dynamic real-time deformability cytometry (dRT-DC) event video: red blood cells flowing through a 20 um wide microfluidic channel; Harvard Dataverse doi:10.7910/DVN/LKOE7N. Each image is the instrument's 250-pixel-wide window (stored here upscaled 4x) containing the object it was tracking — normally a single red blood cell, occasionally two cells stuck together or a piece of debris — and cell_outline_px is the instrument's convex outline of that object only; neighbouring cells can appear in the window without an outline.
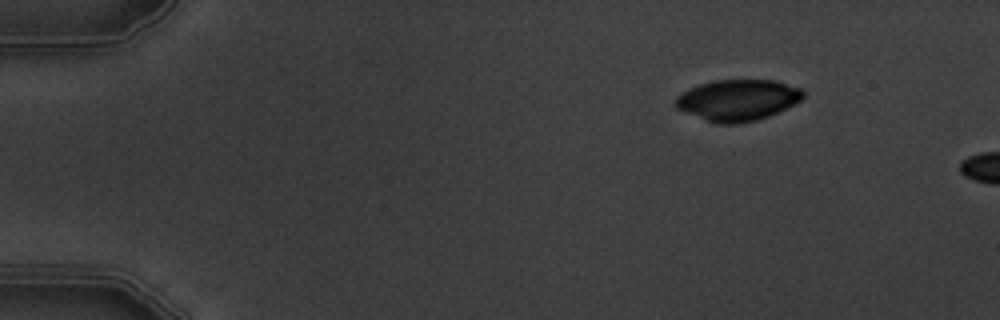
{"species": "common noctule bat (a hibernating species)", "species_latin": "Nyctalus noctula", "temperature_condition": "warm", "stored_images_in_passage": 3, "camera_frame_rate_fps": 3000, "um_per_image_px": 0.085, "animal": {"sex": "male", "body_mass_g": 19.5, "forearm_length_mm": 54.6}, "frame": {"image": 1, "passage_image": 1, "time_ms": 0.0, "image_size_px": [1000, 320], "cell_outline_px": [[804, 96], [800, 100], [768, 116], [756, 120], [736, 124], [716, 124], [676, 108], [672, 104], [676, 96], [688, 88], [700, 84], [716, 80], [776, 80], [800, 88], [804, 92]], "centroid_in_image_um": [62.65, 8.5], "position_along_channel_um": 22.3, "area_um2": 30.52}}